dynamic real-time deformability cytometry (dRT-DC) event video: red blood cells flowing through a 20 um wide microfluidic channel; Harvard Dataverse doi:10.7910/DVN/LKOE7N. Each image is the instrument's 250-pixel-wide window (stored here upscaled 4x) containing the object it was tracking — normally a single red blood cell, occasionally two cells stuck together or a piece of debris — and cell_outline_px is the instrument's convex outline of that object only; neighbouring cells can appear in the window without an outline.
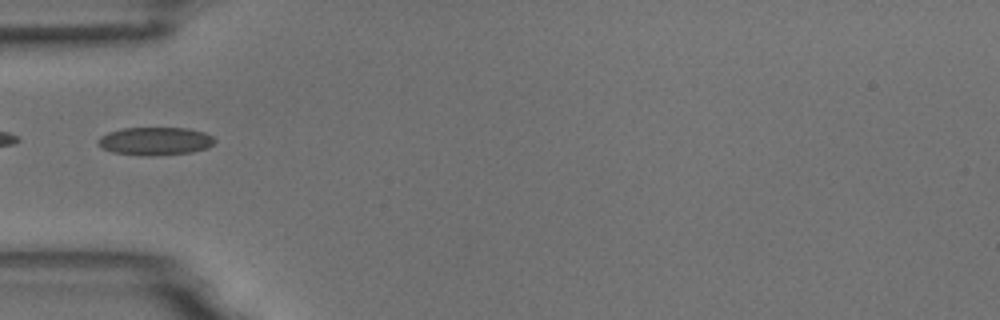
{"species": "common noctule bat (a hibernating species)", "species_latin": "Nyctalus noctula", "temperature_condition": "room temperature", "stored_images_in_passage": 6, "camera_frame_rate_fps": 3000, "um_per_image_px": 0.085, "animal": {"sex": "male", "body_mass_g": 18.8}, "frame": {"image": 1, "passage_image": 5, "time_ms": 1.333, "image_size_px": [1000, 320], "cell_outline_px": [[216, 140], [208, 148], [192, 152], [152, 156], [148, 156], [112, 152], [96, 144], [96, 140], [100, 136], [108, 132], [124, 128], [188, 128], [204, 132], [212, 136]], "centroid_in_image_um": [13.18, 11.99], "position_along_channel_um": 71.8, "area_um2": 19.13}}